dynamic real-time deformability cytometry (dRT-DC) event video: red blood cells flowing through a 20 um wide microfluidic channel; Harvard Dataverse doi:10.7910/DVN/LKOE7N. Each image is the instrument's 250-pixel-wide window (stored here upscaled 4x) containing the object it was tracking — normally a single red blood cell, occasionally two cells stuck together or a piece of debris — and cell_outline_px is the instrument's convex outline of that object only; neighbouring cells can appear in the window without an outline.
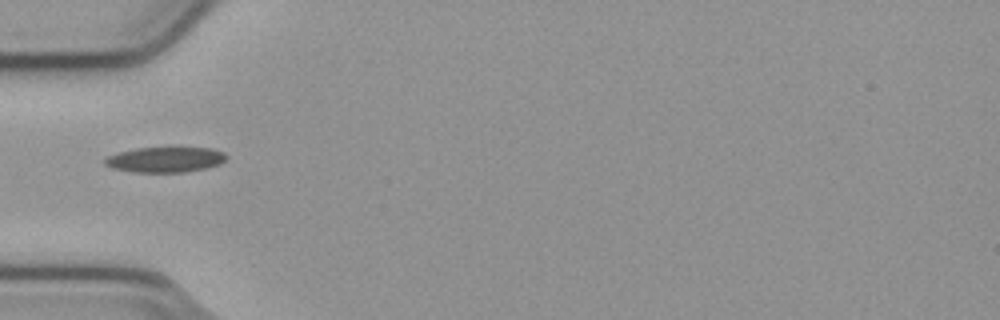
{"species": "common noctule bat (a hibernating species)", "species_latin": "Nyctalus noctula", "temperature_condition": "cold", "stored_images_in_passage": 37, "camera_frame_rate_fps": 3000, "um_per_image_px": 0.085, "animal": {"sex": "male", "body_mass_g": 23.1, "forearm_length_mm": 52.7}, "frame": {"image": 1, "passage_image": 1, "time_ms": 0.0, "image_size_px": [1000, 320], "cell_outline_px": [[228, 156], [220, 164], [208, 168], [184, 172], [132, 172], [112, 168], [104, 164], [104, 160], [108, 156], [120, 152], [136, 148], [212, 148], [224, 152]], "centroid_in_image_um": [14.07, 13.57], "position_along_channel_um": 70.9, "area_um2": 17.92}}
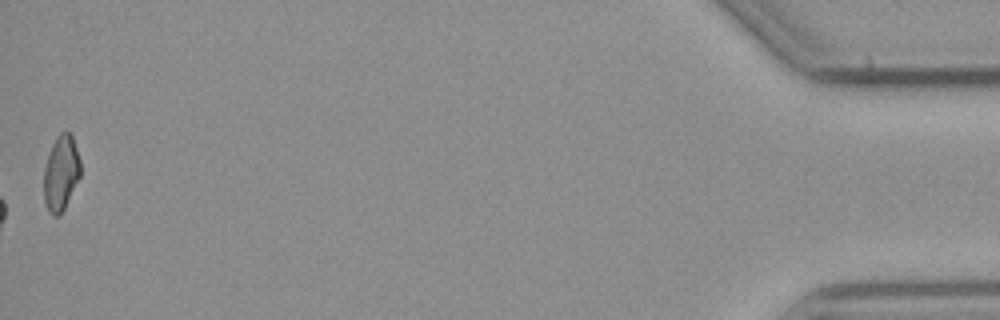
{"frame": {"image": 2, "passage_image": 37, "time_ms": 12.0, "image_size_px": [1000, 320], "cell_outline_px": [[80, 176], [64, 208], [56, 216], [52, 216], [48, 212], [44, 204], [44, 168], [52, 144], [56, 136], [60, 132], [68, 132], [72, 136], [80, 160]], "centroid_in_image_um": [5.16, 14.71], "position_along_channel_um": 430.0, "area_um2": 15.9}, "authors_computed_cell_mechanics": {"area_um2": 16.3574, "velocity_mm_per_s": 3.8019, "shape_relaxation_time_tau1_ms": 6.2637, "shape_relaxation_time_tau2_ms": 6.9051, "deformation_change_tau1": 0.1343, "deformation_change_tau2": 0.1456}}